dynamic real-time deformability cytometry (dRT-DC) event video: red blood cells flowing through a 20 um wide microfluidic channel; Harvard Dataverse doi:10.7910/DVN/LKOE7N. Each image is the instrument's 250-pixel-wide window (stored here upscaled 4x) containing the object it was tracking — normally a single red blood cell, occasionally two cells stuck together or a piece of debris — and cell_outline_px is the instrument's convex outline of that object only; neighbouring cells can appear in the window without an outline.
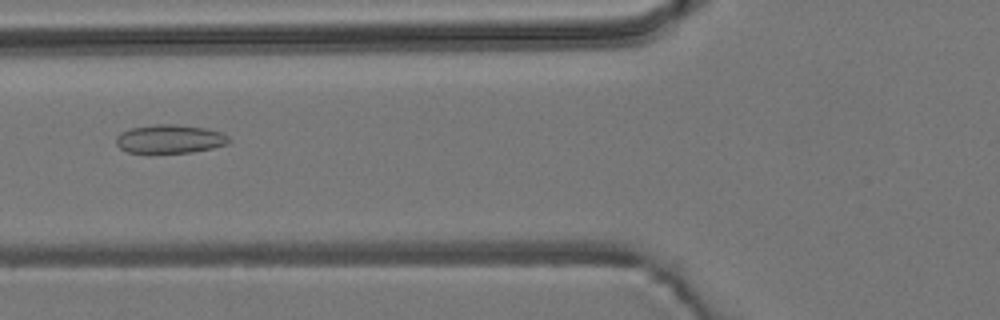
{"species": "common noctule bat (a hibernating species)", "species_latin": "Nyctalus noctula", "temperature_condition": "room temperature", "stored_images_in_passage": 52, "camera_frame_rate_fps": 3000, "um_per_image_px": 0.085, "animal": {"sex": "male", "body_mass_g": 19.2, "forearm_length_mm": 51.8}, "frame": {"image": 1, "passage_image": 21, "time_ms": 6.667, "image_size_px": [1000, 320], "cell_outline_px": [[232, 140], [228, 144], [212, 148], [192, 152], [128, 152], [120, 148], [116, 144], [116, 136], [120, 132], [132, 128], [156, 124], [176, 124], [208, 128], [220, 132], [228, 136]], "centroid_in_image_um": [14.46, 11.8], "position_along_channel_um": 111.3, "area_um2": 18.79}}
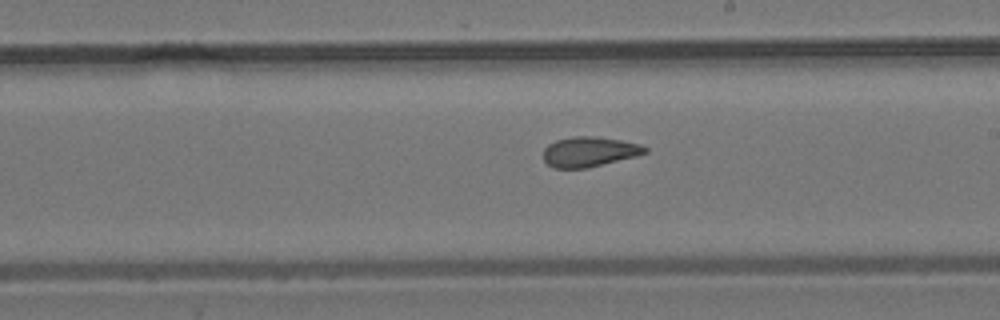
{"frame": {"image": 2, "passage_image": 31, "time_ms": 10.0, "image_size_px": [1000, 320], "cell_outline_px": [[648, 152], [636, 156], [588, 168], [556, 168], [548, 164], [544, 160], [544, 148], [548, 144], [556, 140], [572, 136], [596, 136], [620, 140], [640, 144], [648, 148]], "centroid_in_image_um": [50.1, 12.89], "position_along_channel_um": 238.9, "area_um2": 17.8}}
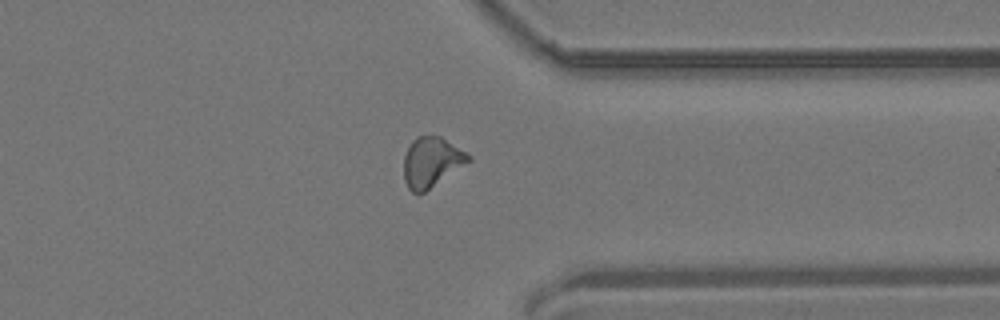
{"frame": {"image": 3, "passage_image": 42, "time_ms": 13.667, "image_size_px": [1000, 320], "cell_outline_px": [[472, 160], [424, 192], [412, 192], [408, 188], [404, 180], [404, 156], [412, 140], [416, 136], [440, 136], [472, 156]], "centroid_in_image_um": [36.67, 13.77], "position_along_channel_um": 374.7, "area_um2": 18.61}, "authors_computed_cell_mechanics": {"area_um2": 18.3804, "velocity_mm_per_s": 3.8279, "shape_relaxation_time_tau1_ms": null, "shape_relaxation_time_tau2_ms": 2.0825, "deformation_change_tau1": null, "deformation_change_tau2": 0.0996}}